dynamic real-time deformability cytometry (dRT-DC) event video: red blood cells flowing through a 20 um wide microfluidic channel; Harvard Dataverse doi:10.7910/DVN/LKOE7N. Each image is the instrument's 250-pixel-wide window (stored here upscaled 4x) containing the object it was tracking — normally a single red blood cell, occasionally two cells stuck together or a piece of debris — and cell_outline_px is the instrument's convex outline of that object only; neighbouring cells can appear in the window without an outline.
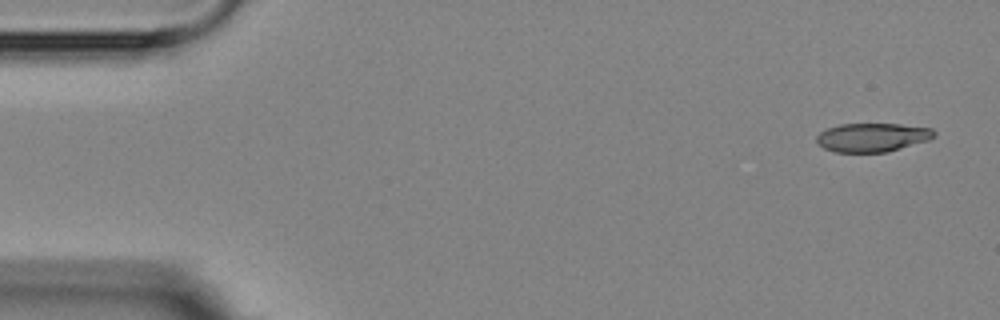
{"species": "Egyptian fruit bat (a non-hibernating species)", "species_latin": "Rousettus aegyptiacus", "temperature_condition": "room temperature", "stored_images_in_passage": 9, "camera_frame_rate_fps": 3000, "um_per_image_px": 0.085, "animal": {"sex": "female"}, "frame": {"image": 1, "passage_image": 1, "time_ms": 0.0, "image_size_px": [1000, 320], "cell_outline_px": [[936, 136], [928, 140], [888, 152], [836, 152], [824, 148], [816, 144], [816, 136], [820, 132], [828, 128], [840, 124], [900, 124], [932, 128], [936, 132]], "centroid_in_image_um": [74.15, 11.68], "position_along_channel_um": 10.9, "area_um2": 19.77}}
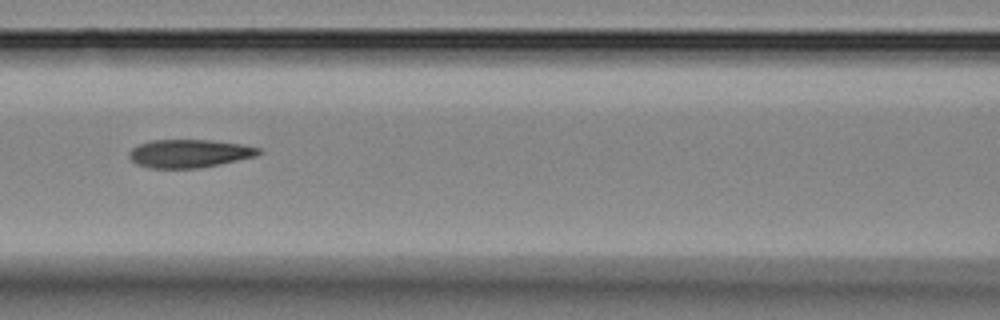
{"frame": {"image": 2, "passage_image": 7, "time_ms": 7.0, "image_size_px": [1000, 320], "cell_outline_px": [[260, 152], [256, 156], [220, 164], [200, 168], [148, 168], [136, 164], [128, 156], [128, 152], [132, 148], [140, 144], [152, 140], [212, 140], [244, 144], [260, 148]], "centroid_in_image_um": [16.08, 13.05], "position_along_channel_um": 150.5, "area_um2": 21.33}}
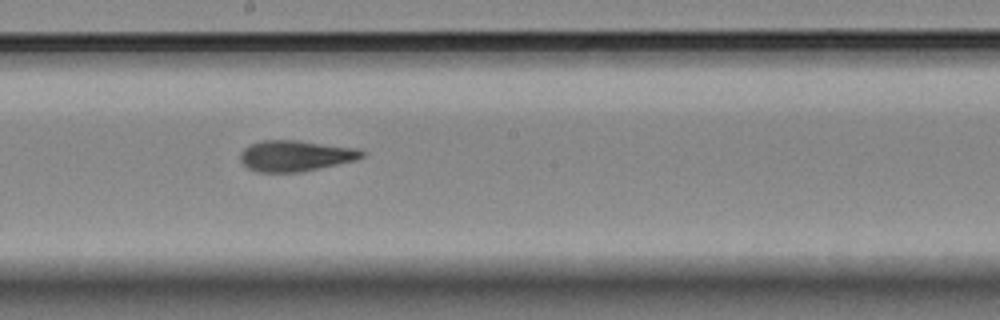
{"frame": {"image": 3, "passage_image": 9, "time_ms": 9.0, "image_size_px": [1000, 320], "cell_outline_px": [[364, 156], [356, 160], [300, 172], [256, 172], [248, 168], [240, 160], [240, 152], [244, 148], [252, 144], [264, 140], [296, 140], [360, 148], [364, 152]], "centroid_in_image_um": [25.12, 13.24], "position_along_channel_um": 223.1, "area_um2": 21.91}}